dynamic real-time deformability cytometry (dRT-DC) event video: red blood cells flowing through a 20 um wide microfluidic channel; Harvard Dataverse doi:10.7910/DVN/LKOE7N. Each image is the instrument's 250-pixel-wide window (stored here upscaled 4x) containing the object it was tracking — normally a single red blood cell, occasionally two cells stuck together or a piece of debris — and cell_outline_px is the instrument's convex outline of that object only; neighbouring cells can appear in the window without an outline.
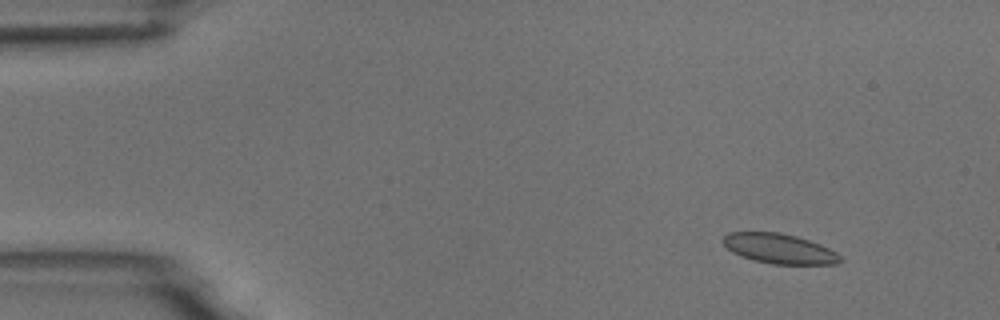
{"species": "common noctule bat (a hibernating species)", "species_latin": "Nyctalus noctula", "temperature_condition": "room temperature", "stored_images_in_passage": 6, "camera_frame_rate_fps": 3000, "um_per_image_px": 0.085, "animal": {"sex": "male", "body_mass_g": 18.8}, "frame": {"image": 1, "passage_image": 2, "time_ms": 1.0, "image_size_px": [1000, 320], "cell_outline_px": [[844, 260], [836, 264], [772, 264], [752, 260], [732, 252], [720, 240], [728, 232], [780, 232], [796, 236], [820, 244], [836, 252]], "centroid_in_image_um": [66.23, 21.13], "position_along_channel_um": 18.8, "area_um2": 20.46}}
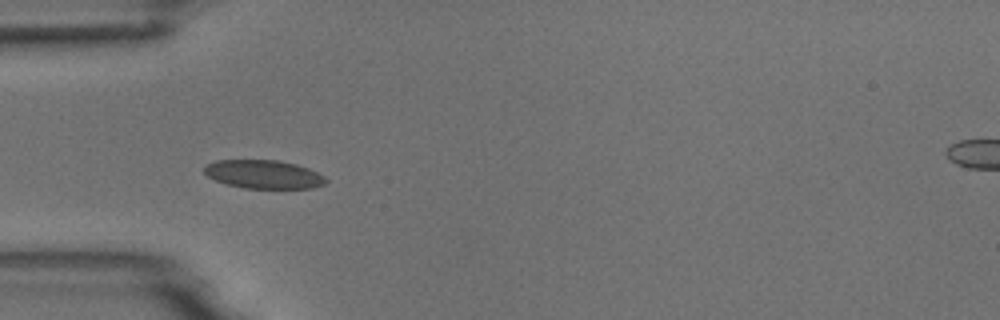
{"frame": {"image": 2, "passage_image": 5, "time_ms": 4.667, "image_size_px": [1000, 320], "cell_outline_px": [[328, 180], [324, 184], [312, 188], [244, 188], [228, 184], [216, 180], [208, 176], [204, 172], [204, 168], [208, 164], [216, 160], [276, 160], [296, 164], [308, 168], [324, 176]], "centroid_in_image_um": [22.42, 14.81], "position_along_channel_um": 62.6, "area_um2": 20.0}}